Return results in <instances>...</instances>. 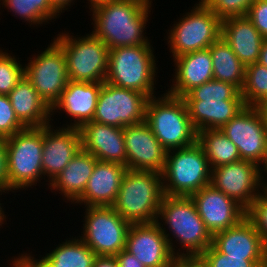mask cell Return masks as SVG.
<instances>
[{"label":"cell","instance_id":"obj_1","mask_svg":"<svg viewBox=\"0 0 267 267\" xmlns=\"http://www.w3.org/2000/svg\"><path fill=\"white\" fill-rule=\"evenodd\" d=\"M151 5L152 0H107L96 3L89 8L90 13L92 12L91 24L94 25L92 33L109 50L124 46L151 45L144 35Z\"/></svg>","mask_w":267,"mask_h":267},{"label":"cell","instance_id":"obj_2","mask_svg":"<svg viewBox=\"0 0 267 267\" xmlns=\"http://www.w3.org/2000/svg\"><path fill=\"white\" fill-rule=\"evenodd\" d=\"M157 223L162 225L161 230L174 256L182 254L183 250V254L203 253L212 244L213 236L205 227L190 196L164 195ZM162 223L167 225L170 233H167L169 231L163 228ZM173 238L176 240L173 241ZM172 241H177L176 244H179L181 249L176 250Z\"/></svg>","mask_w":267,"mask_h":267},{"label":"cell","instance_id":"obj_3","mask_svg":"<svg viewBox=\"0 0 267 267\" xmlns=\"http://www.w3.org/2000/svg\"><path fill=\"white\" fill-rule=\"evenodd\" d=\"M164 195L161 173L127 170L112 208L130 224L153 223Z\"/></svg>","mask_w":267,"mask_h":267},{"label":"cell","instance_id":"obj_4","mask_svg":"<svg viewBox=\"0 0 267 267\" xmlns=\"http://www.w3.org/2000/svg\"><path fill=\"white\" fill-rule=\"evenodd\" d=\"M145 122L167 150L189 147L197 142L198 132L189 117L182 97L168 92L149 98Z\"/></svg>","mask_w":267,"mask_h":267},{"label":"cell","instance_id":"obj_5","mask_svg":"<svg viewBox=\"0 0 267 267\" xmlns=\"http://www.w3.org/2000/svg\"><path fill=\"white\" fill-rule=\"evenodd\" d=\"M153 52L152 45L110 49L105 82L140 92L149 98L155 96L158 64L155 63L156 57Z\"/></svg>","mask_w":267,"mask_h":267},{"label":"cell","instance_id":"obj_6","mask_svg":"<svg viewBox=\"0 0 267 267\" xmlns=\"http://www.w3.org/2000/svg\"><path fill=\"white\" fill-rule=\"evenodd\" d=\"M161 174L165 195L191 196L210 184L211 167L203 147L196 142L167 151Z\"/></svg>","mask_w":267,"mask_h":267},{"label":"cell","instance_id":"obj_7","mask_svg":"<svg viewBox=\"0 0 267 267\" xmlns=\"http://www.w3.org/2000/svg\"><path fill=\"white\" fill-rule=\"evenodd\" d=\"M9 191L27 190L43 178V127H26L6 138Z\"/></svg>","mask_w":267,"mask_h":267},{"label":"cell","instance_id":"obj_8","mask_svg":"<svg viewBox=\"0 0 267 267\" xmlns=\"http://www.w3.org/2000/svg\"><path fill=\"white\" fill-rule=\"evenodd\" d=\"M58 33L53 40L63 49L69 80L103 83L108 72V46L92 32L86 36Z\"/></svg>","mask_w":267,"mask_h":267},{"label":"cell","instance_id":"obj_9","mask_svg":"<svg viewBox=\"0 0 267 267\" xmlns=\"http://www.w3.org/2000/svg\"><path fill=\"white\" fill-rule=\"evenodd\" d=\"M198 1L167 32L172 59L185 53L208 49L220 38L221 19L201 0Z\"/></svg>","mask_w":267,"mask_h":267},{"label":"cell","instance_id":"obj_10","mask_svg":"<svg viewBox=\"0 0 267 267\" xmlns=\"http://www.w3.org/2000/svg\"><path fill=\"white\" fill-rule=\"evenodd\" d=\"M83 234L78 236L97 256H115L125 249L130 223L112 206L85 207Z\"/></svg>","mask_w":267,"mask_h":267},{"label":"cell","instance_id":"obj_11","mask_svg":"<svg viewBox=\"0 0 267 267\" xmlns=\"http://www.w3.org/2000/svg\"><path fill=\"white\" fill-rule=\"evenodd\" d=\"M24 66V76L44 102L52 108L60 99L69 77L63 49L53 40Z\"/></svg>","mask_w":267,"mask_h":267},{"label":"cell","instance_id":"obj_12","mask_svg":"<svg viewBox=\"0 0 267 267\" xmlns=\"http://www.w3.org/2000/svg\"><path fill=\"white\" fill-rule=\"evenodd\" d=\"M149 97L103 82L92 121L119 128L145 121Z\"/></svg>","mask_w":267,"mask_h":267},{"label":"cell","instance_id":"obj_13","mask_svg":"<svg viewBox=\"0 0 267 267\" xmlns=\"http://www.w3.org/2000/svg\"><path fill=\"white\" fill-rule=\"evenodd\" d=\"M238 148L240 158L261 166L267 155V128L255 106H245L220 129Z\"/></svg>","mask_w":267,"mask_h":267},{"label":"cell","instance_id":"obj_14","mask_svg":"<svg viewBox=\"0 0 267 267\" xmlns=\"http://www.w3.org/2000/svg\"><path fill=\"white\" fill-rule=\"evenodd\" d=\"M210 184L247 210L262 191L260 166L241 159L211 168Z\"/></svg>","mask_w":267,"mask_h":267},{"label":"cell","instance_id":"obj_15","mask_svg":"<svg viewBox=\"0 0 267 267\" xmlns=\"http://www.w3.org/2000/svg\"><path fill=\"white\" fill-rule=\"evenodd\" d=\"M190 197L212 236L237 225L246 217V210L240 204L211 184L204 186Z\"/></svg>","mask_w":267,"mask_h":267},{"label":"cell","instance_id":"obj_16","mask_svg":"<svg viewBox=\"0 0 267 267\" xmlns=\"http://www.w3.org/2000/svg\"><path fill=\"white\" fill-rule=\"evenodd\" d=\"M125 250L145 267H173V253L157 222L130 224Z\"/></svg>","mask_w":267,"mask_h":267},{"label":"cell","instance_id":"obj_17","mask_svg":"<svg viewBox=\"0 0 267 267\" xmlns=\"http://www.w3.org/2000/svg\"><path fill=\"white\" fill-rule=\"evenodd\" d=\"M127 170L162 173L167 150L154 136L147 123L141 122L123 128Z\"/></svg>","mask_w":267,"mask_h":267},{"label":"cell","instance_id":"obj_18","mask_svg":"<svg viewBox=\"0 0 267 267\" xmlns=\"http://www.w3.org/2000/svg\"><path fill=\"white\" fill-rule=\"evenodd\" d=\"M58 128V129H57ZM43 126V179L49 184L82 148L79 128Z\"/></svg>","mask_w":267,"mask_h":267},{"label":"cell","instance_id":"obj_19","mask_svg":"<svg viewBox=\"0 0 267 267\" xmlns=\"http://www.w3.org/2000/svg\"><path fill=\"white\" fill-rule=\"evenodd\" d=\"M103 83L74 82L69 80L62 91L60 99L51 108V116L58 110L71 117V123L64 127L81 128L91 122L97 107L98 96ZM56 110V111H55Z\"/></svg>","mask_w":267,"mask_h":267},{"label":"cell","instance_id":"obj_20","mask_svg":"<svg viewBox=\"0 0 267 267\" xmlns=\"http://www.w3.org/2000/svg\"><path fill=\"white\" fill-rule=\"evenodd\" d=\"M82 148L99 161L126 166V149L123 128L98 122H87L80 128Z\"/></svg>","mask_w":267,"mask_h":267},{"label":"cell","instance_id":"obj_21","mask_svg":"<svg viewBox=\"0 0 267 267\" xmlns=\"http://www.w3.org/2000/svg\"><path fill=\"white\" fill-rule=\"evenodd\" d=\"M126 171L122 164L97 160L83 195L74 205L112 206Z\"/></svg>","mask_w":267,"mask_h":267},{"label":"cell","instance_id":"obj_22","mask_svg":"<svg viewBox=\"0 0 267 267\" xmlns=\"http://www.w3.org/2000/svg\"><path fill=\"white\" fill-rule=\"evenodd\" d=\"M212 245L228 257H267L266 243L247 217L237 225L215 233Z\"/></svg>","mask_w":267,"mask_h":267},{"label":"cell","instance_id":"obj_23","mask_svg":"<svg viewBox=\"0 0 267 267\" xmlns=\"http://www.w3.org/2000/svg\"><path fill=\"white\" fill-rule=\"evenodd\" d=\"M175 74L172 86L166 90L171 95L183 97L194 87L214 79L210 50L185 53L173 59Z\"/></svg>","mask_w":267,"mask_h":267},{"label":"cell","instance_id":"obj_24","mask_svg":"<svg viewBox=\"0 0 267 267\" xmlns=\"http://www.w3.org/2000/svg\"><path fill=\"white\" fill-rule=\"evenodd\" d=\"M244 66L258 62L264 37L247 16L221 20V35Z\"/></svg>","mask_w":267,"mask_h":267},{"label":"cell","instance_id":"obj_25","mask_svg":"<svg viewBox=\"0 0 267 267\" xmlns=\"http://www.w3.org/2000/svg\"><path fill=\"white\" fill-rule=\"evenodd\" d=\"M97 160L90 152L81 148L54 180L47 184L48 188L51 187L50 190L54 193L60 191L63 200L74 204L83 195Z\"/></svg>","mask_w":267,"mask_h":267},{"label":"cell","instance_id":"obj_26","mask_svg":"<svg viewBox=\"0 0 267 267\" xmlns=\"http://www.w3.org/2000/svg\"><path fill=\"white\" fill-rule=\"evenodd\" d=\"M8 97L18 120L25 127H43L53 121L51 108L25 76L8 94Z\"/></svg>","mask_w":267,"mask_h":267},{"label":"cell","instance_id":"obj_27","mask_svg":"<svg viewBox=\"0 0 267 267\" xmlns=\"http://www.w3.org/2000/svg\"><path fill=\"white\" fill-rule=\"evenodd\" d=\"M185 102L197 132L205 129H221L246 106L243 100L203 99V101Z\"/></svg>","mask_w":267,"mask_h":267},{"label":"cell","instance_id":"obj_28","mask_svg":"<svg viewBox=\"0 0 267 267\" xmlns=\"http://www.w3.org/2000/svg\"><path fill=\"white\" fill-rule=\"evenodd\" d=\"M25 254L37 267H93L97 255L80 238L65 239L41 259Z\"/></svg>","mask_w":267,"mask_h":267},{"label":"cell","instance_id":"obj_29","mask_svg":"<svg viewBox=\"0 0 267 267\" xmlns=\"http://www.w3.org/2000/svg\"><path fill=\"white\" fill-rule=\"evenodd\" d=\"M215 80L230 83L239 91L245 81V66L232 51L230 45L221 37L210 47Z\"/></svg>","mask_w":267,"mask_h":267},{"label":"cell","instance_id":"obj_30","mask_svg":"<svg viewBox=\"0 0 267 267\" xmlns=\"http://www.w3.org/2000/svg\"><path fill=\"white\" fill-rule=\"evenodd\" d=\"M197 142L203 147L211 168L241 160L236 145L220 129L200 130Z\"/></svg>","mask_w":267,"mask_h":267},{"label":"cell","instance_id":"obj_31","mask_svg":"<svg viewBox=\"0 0 267 267\" xmlns=\"http://www.w3.org/2000/svg\"><path fill=\"white\" fill-rule=\"evenodd\" d=\"M2 1V2H1ZM5 8L13 12L14 16L20 17L23 22L30 26L43 25L48 21L60 17L61 13L53 6L50 0H0Z\"/></svg>","mask_w":267,"mask_h":267},{"label":"cell","instance_id":"obj_32","mask_svg":"<svg viewBox=\"0 0 267 267\" xmlns=\"http://www.w3.org/2000/svg\"><path fill=\"white\" fill-rule=\"evenodd\" d=\"M246 106L267 100V67L258 62L245 66V81L240 91Z\"/></svg>","mask_w":267,"mask_h":267},{"label":"cell","instance_id":"obj_33","mask_svg":"<svg viewBox=\"0 0 267 267\" xmlns=\"http://www.w3.org/2000/svg\"><path fill=\"white\" fill-rule=\"evenodd\" d=\"M182 98L184 101H203V99L243 100L240 91L235 86L215 79L194 87Z\"/></svg>","mask_w":267,"mask_h":267},{"label":"cell","instance_id":"obj_34","mask_svg":"<svg viewBox=\"0 0 267 267\" xmlns=\"http://www.w3.org/2000/svg\"><path fill=\"white\" fill-rule=\"evenodd\" d=\"M18 61V62H17ZM24 77L19 58L0 50V95H8Z\"/></svg>","mask_w":267,"mask_h":267},{"label":"cell","instance_id":"obj_35","mask_svg":"<svg viewBox=\"0 0 267 267\" xmlns=\"http://www.w3.org/2000/svg\"><path fill=\"white\" fill-rule=\"evenodd\" d=\"M203 254L210 267H267V257H228L212 244Z\"/></svg>","mask_w":267,"mask_h":267},{"label":"cell","instance_id":"obj_36","mask_svg":"<svg viewBox=\"0 0 267 267\" xmlns=\"http://www.w3.org/2000/svg\"><path fill=\"white\" fill-rule=\"evenodd\" d=\"M221 20L229 17L246 16L255 0H201Z\"/></svg>","mask_w":267,"mask_h":267},{"label":"cell","instance_id":"obj_37","mask_svg":"<svg viewBox=\"0 0 267 267\" xmlns=\"http://www.w3.org/2000/svg\"><path fill=\"white\" fill-rule=\"evenodd\" d=\"M26 128L13 110L8 95H0V138H8Z\"/></svg>","mask_w":267,"mask_h":267},{"label":"cell","instance_id":"obj_38","mask_svg":"<svg viewBox=\"0 0 267 267\" xmlns=\"http://www.w3.org/2000/svg\"><path fill=\"white\" fill-rule=\"evenodd\" d=\"M246 217L261 234L267 246V196L261 192L246 210Z\"/></svg>","mask_w":267,"mask_h":267},{"label":"cell","instance_id":"obj_39","mask_svg":"<svg viewBox=\"0 0 267 267\" xmlns=\"http://www.w3.org/2000/svg\"><path fill=\"white\" fill-rule=\"evenodd\" d=\"M259 33L267 38V0H255L246 14Z\"/></svg>","mask_w":267,"mask_h":267},{"label":"cell","instance_id":"obj_40","mask_svg":"<svg viewBox=\"0 0 267 267\" xmlns=\"http://www.w3.org/2000/svg\"><path fill=\"white\" fill-rule=\"evenodd\" d=\"M173 267H210L203 253L180 254L173 257Z\"/></svg>","mask_w":267,"mask_h":267},{"label":"cell","instance_id":"obj_41","mask_svg":"<svg viewBox=\"0 0 267 267\" xmlns=\"http://www.w3.org/2000/svg\"><path fill=\"white\" fill-rule=\"evenodd\" d=\"M6 138H0V192L8 193Z\"/></svg>","mask_w":267,"mask_h":267},{"label":"cell","instance_id":"obj_42","mask_svg":"<svg viewBox=\"0 0 267 267\" xmlns=\"http://www.w3.org/2000/svg\"><path fill=\"white\" fill-rule=\"evenodd\" d=\"M118 267H145L133 254L125 249L115 255Z\"/></svg>","mask_w":267,"mask_h":267},{"label":"cell","instance_id":"obj_43","mask_svg":"<svg viewBox=\"0 0 267 267\" xmlns=\"http://www.w3.org/2000/svg\"><path fill=\"white\" fill-rule=\"evenodd\" d=\"M93 267H118L115 256H97Z\"/></svg>","mask_w":267,"mask_h":267},{"label":"cell","instance_id":"obj_44","mask_svg":"<svg viewBox=\"0 0 267 267\" xmlns=\"http://www.w3.org/2000/svg\"><path fill=\"white\" fill-rule=\"evenodd\" d=\"M13 260V261H12ZM9 263V266L12 264L11 267H37L26 254L19 253V256L14 257Z\"/></svg>","mask_w":267,"mask_h":267},{"label":"cell","instance_id":"obj_45","mask_svg":"<svg viewBox=\"0 0 267 267\" xmlns=\"http://www.w3.org/2000/svg\"><path fill=\"white\" fill-rule=\"evenodd\" d=\"M53 6L60 12H65L75 1L74 0H50Z\"/></svg>","mask_w":267,"mask_h":267},{"label":"cell","instance_id":"obj_46","mask_svg":"<svg viewBox=\"0 0 267 267\" xmlns=\"http://www.w3.org/2000/svg\"><path fill=\"white\" fill-rule=\"evenodd\" d=\"M258 63L267 67V38H264L263 40Z\"/></svg>","mask_w":267,"mask_h":267},{"label":"cell","instance_id":"obj_47","mask_svg":"<svg viewBox=\"0 0 267 267\" xmlns=\"http://www.w3.org/2000/svg\"><path fill=\"white\" fill-rule=\"evenodd\" d=\"M258 111L260 112L263 122L267 128V100L263 101L259 105L256 106Z\"/></svg>","mask_w":267,"mask_h":267},{"label":"cell","instance_id":"obj_48","mask_svg":"<svg viewBox=\"0 0 267 267\" xmlns=\"http://www.w3.org/2000/svg\"><path fill=\"white\" fill-rule=\"evenodd\" d=\"M260 172H261V185H267V155H266V159L265 162L262 164V166H260ZM265 175H263V174ZM266 176V178H265ZM266 181V182H265Z\"/></svg>","mask_w":267,"mask_h":267},{"label":"cell","instance_id":"obj_49","mask_svg":"<svg viewBox=\"0 0 267 267\" xmlns=\"http://www.w3.org/2000/svg\"><path fill=\"white\" fill-rule=\"evenodd\" d=\"M0 193H1L0 195L3 194V192H0ZM3 209L4 208L2 207V204L0 203V227H3L2 224H5V221H6V215Z\"/></svg>","mask_w":267,"mask_h":267},{"label":"cell","instance_id":"obj_50","mask_svg":"<svg viewBox=\"0 0 267 267\" xmlns=\"http://www.w3.org/2000/svg\"><path fill=\"white\" fill-rule=\"evenodd\" d=\"M89 1V8L93 5H95L96 3L102 2V1H107V0H87Z\"/></svg>","mask_w":267,"mask_h":267},{"label":"cell","instance_id":"obj_51","mask_svg":"<svg viewBox=\"0 0 267 267\" xmlns=\"http://www.w3.org/2000/svg\"><path fill=\"white\" fill-rule=\"evenodd\" d=\"M262 186V192L267 196V185H261Z\"/></svg>","mask_w":267,"mask_h":267}]
</instances>
